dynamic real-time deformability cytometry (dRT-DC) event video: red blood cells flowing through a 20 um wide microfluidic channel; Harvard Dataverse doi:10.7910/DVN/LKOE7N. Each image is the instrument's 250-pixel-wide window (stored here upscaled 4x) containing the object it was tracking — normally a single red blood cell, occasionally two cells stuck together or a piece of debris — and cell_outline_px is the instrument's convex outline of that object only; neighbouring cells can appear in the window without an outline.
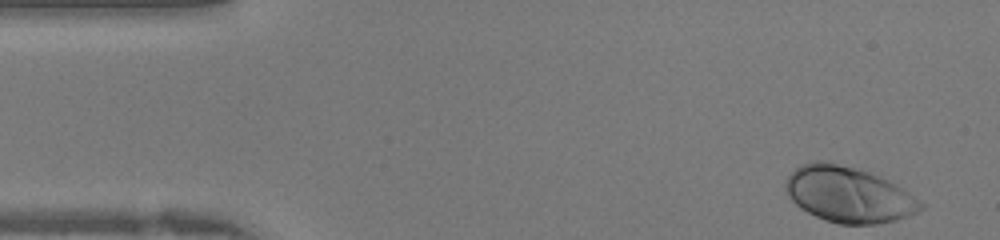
{"species": "human", "species_latin": "Homo sapiens", "temperature_condition": "warm", "stored_images_in_passage": 40, "camera_frame_rate_fps": 3000, "um_per_image_px": 0.085, "donor": {"sex": "female"}, "frame": {"image": 1, "passage_image": 1, "time_ms": 0.0, "image_size_px": [1000, 240], "cell_outline_px": [[924, 208], [908, 216], [896, 220], [876, 224], [840, 224], [824, 220], [800, 208], [788, 196], [784, 184], [788, 176], [800, 164], [812, 160], [824, 160], [868, 172], [880, 176], [888, 180], [908, 192], [924, 204]], "centroid_in_image_um": [72.1, 16.53], "position_along_channel_um": 12.9, "area_um2": 43.75}}
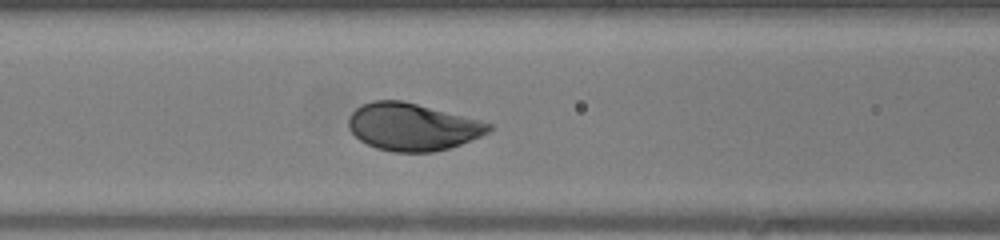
{"frame": {"image": 2, "passage_image": 15, "time_ms": 4.667, "image_size_px": [1000, 240], "cell_outline_px": [[492, 128], [488, 132], [480, 136], [460, 144], [448, 148], [432, 152], [392, 152], [376, 148], [360, 140], [348, 128], [348, 116], [360, 104], [372, 100], [400, 100], [480, 120], [492, 124]], "centroid_in_image_um": [35.01, 10.78], "position_along_channel_um": 131.6, "area_um2": 38.49}}
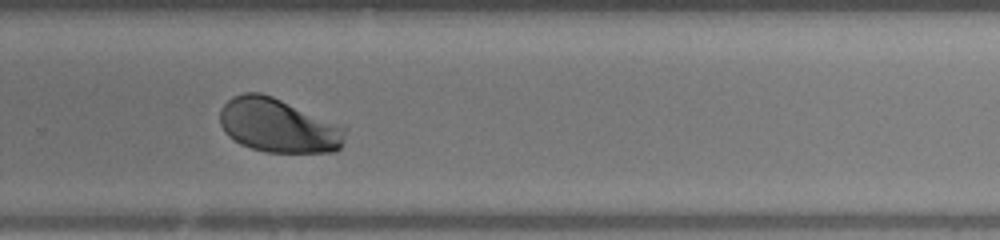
{"frame": {"image": 3, "passage_image": 26, "time_ms": 8.333, "image_size_px": [1000, 240], "cell_outline_px": [[344, 140], [340, 148], [336, 152], [268, 152], [252, 148], [240, 144], [228, 136], [224, 132], [220, 124], [220, 108], [232, 96], [244, 92], [260, 92], [272, 96], [344, 124]], "centroid_in_image_um": [23.67, 10.66], "position_along_channel_um": 306.1, "area_um2": 39.88}}